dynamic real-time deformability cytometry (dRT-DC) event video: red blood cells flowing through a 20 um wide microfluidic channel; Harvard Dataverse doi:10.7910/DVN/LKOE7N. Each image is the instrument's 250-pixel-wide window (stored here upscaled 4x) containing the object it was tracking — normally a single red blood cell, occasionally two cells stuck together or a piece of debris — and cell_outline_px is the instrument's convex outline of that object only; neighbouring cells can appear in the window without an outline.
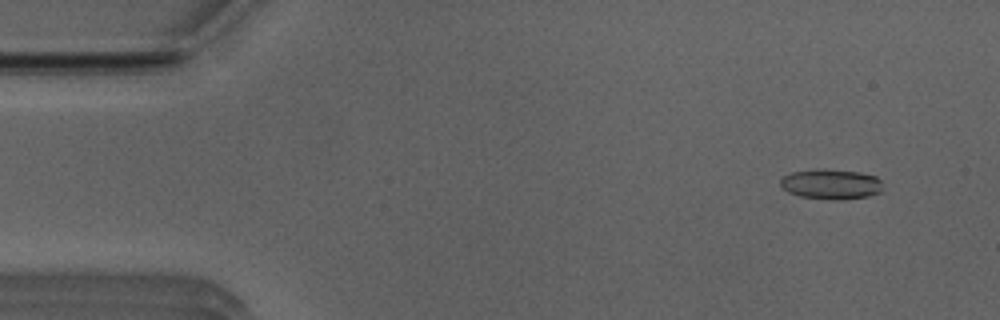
{"species": "Egyptian fruit bat (a non-hibernating species)", "species_latin": "Rousettus aegyptiacus", "temperature_condition": "room temperature", "stored_images_in_passage": 50, "camera_frame_rate_fps": 3000, "um_per_image_px": 0.085, "animal": {"sex": "male"}, "frame": {"image": 1, "passage_image": 3, "time_ms": 0.667, "image_size_px": [1000, 320], "cell_outline_px": [[880, 192], [868, 196], [836, 200], [832, 200], [800, 196], [788, 192], [780, 184], [780, 180], [784, 176], [792, 172], [816, 168], [860, 172], [876, 176], [880, 180]], "centroid_in_image_um": [70.61, 15.64], "position_along_channel_um": 14.4, "area_um2": 17.86}}
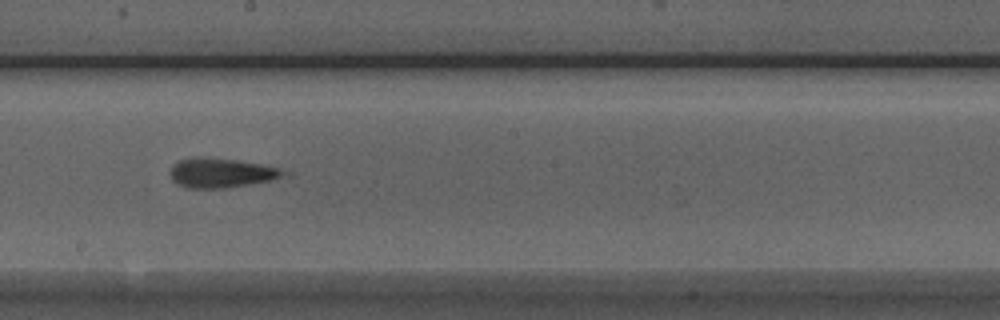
{"frame": {"image": 2, "passage_image": 27, "time_ms": 8.667, "image_size_px": [1000, 320], "cell_outline_px": [[292, 172], [272, 180], [224, 188], [188, 188], [176, 184], [172, 180], [168, 172], [172, 164], [180, 160], [192, 156], [204, 156], [236, 160], [260, 164]], "centroid_in_image_um": [18.72, 14.68], "position_along_channel_um": 229.5, "area_um2": 19.71}}
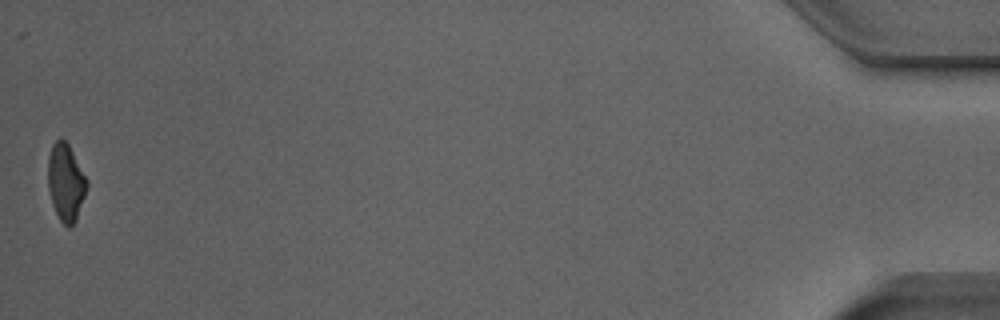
{"frame": {"image": 3, "passage_image": 50, "time_ms": 16.333, "image_size_px": [1000, 320], "cell_outline_px": [[88, 188], [76, 220], [68, 228], [60, 220], [52, 204], [48, 188], [48, 156], [52, 144], [56, 140], [64, 140], [68, 144], [88, 180]], "centroid_in_image_um": [5.6, 15.51], "position_along_channel_um": 429.6, "area_um2": 17.46}, "authors_computed_cell_mechanics": {"area_um2": 18.8717, "velocity_mm_per_s": 3.9758, "shape_relaxation_time_tau1_ms": 4.2651, "shape_relaxation_time_tau2_ms": 3.0469, "deformation_change_tau1": 0.1317, "deformation_change_tau2": 0.1538}}